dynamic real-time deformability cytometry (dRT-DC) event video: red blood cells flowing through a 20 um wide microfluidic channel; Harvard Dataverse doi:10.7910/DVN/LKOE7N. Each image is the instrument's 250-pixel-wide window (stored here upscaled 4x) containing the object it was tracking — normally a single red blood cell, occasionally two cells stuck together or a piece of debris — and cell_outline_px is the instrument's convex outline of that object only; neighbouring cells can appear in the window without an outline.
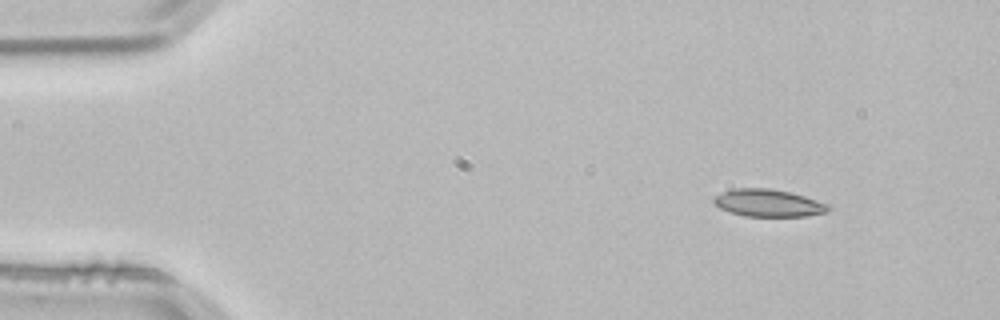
{"species": "common noctule bat (a hibernating species)", "species_latin": "Nyctalus noctula", "temperature_condition": "room temperature", "stored_images_in_passage": 3, "camera_frame_rate_fps": 3000, "um_per_image_px": 0.085, "animal": {"sex": "male", "body_mass_g": 21.5, "forearm_length_mm": 52.0}, "frame": {"image": 1, "passage_image": 1, "time_ms": 0.0, "image_size_px": [1000, 320], "cell_outline_px": [[832, 208], [828, 212], [808, 216], [744, 216], [720, 208], [712, 200], [716, 196], [724, 192], [736, 188], [772, 188], [792, 192], [828, 204]], "centroid_in_image_um": [65.37, 17.25], "position_along_channel_um": 19.6, "area_um2": 18.21}}